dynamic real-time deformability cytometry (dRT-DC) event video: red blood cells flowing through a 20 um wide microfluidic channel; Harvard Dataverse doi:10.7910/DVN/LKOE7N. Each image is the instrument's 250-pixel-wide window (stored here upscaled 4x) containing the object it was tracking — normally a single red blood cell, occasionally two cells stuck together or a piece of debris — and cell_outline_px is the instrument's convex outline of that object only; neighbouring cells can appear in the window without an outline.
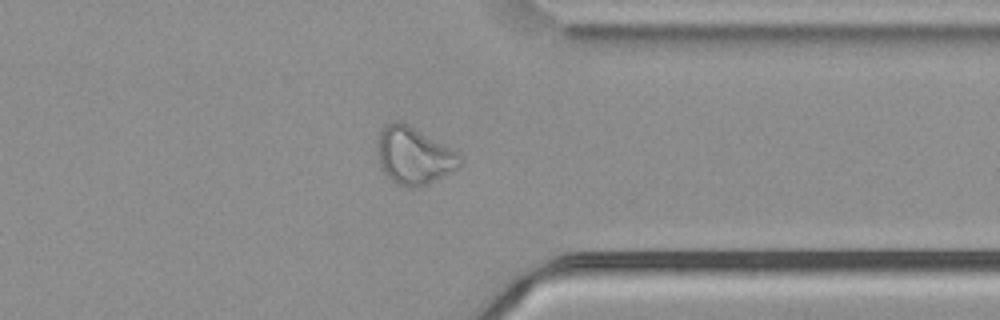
{"species": "common noctule bat (a hibernating species)", "species_latin": "Nyctalus noctula", "temperature_condition": "cold", "stored_images_in_passage": 56, "camera_frame_rate_fps": 3000, "um_per_image_px": 0.085, "animal": {"sex": "male", "body_mass_g": 21.5, "forearm_length_mm": 52.0}, "frame": {"image": 1, "passage_image": 44, "time_ms": 14.333, "image_size_px": [1000, 320], "cell_outline_px": [[460, 164], [456, 168], [436, 180], [428, 184], [416, 188], [412, 188], [396, 184], [384, 172], [380, 164], [376, 144], [380, 132], [384, 124], [392, 120], [396, 120], [408, 124], [456, 152], [460, 156]], "centroid_in_image_um": [35.12, 13.23], "position_along_channel_um": 376.3, "area_um2": 27.17}}
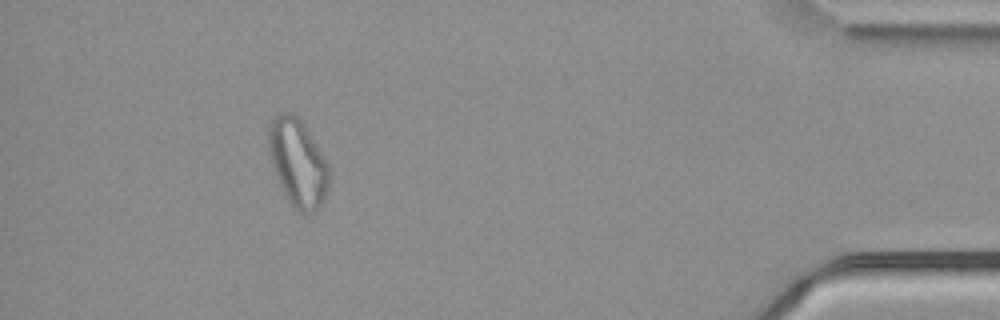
{"frame": {"image": 2, "passage_image": 51, "time_ms": 16.667, "image_size_px": [1000, 320], "cell_outline_px": [[328, 188], [320, 204], [308, 216], [292, 208], [276, 176], [272, 164], [268, 144], [268, 128], [272, 120], [280, 112], [292, 112], [300, 120], [316, 144], [328, 164]], "centroid_in_image_um": [25.29, 13.85], "position_along_channel_um": 409.9, "area_um2": 30.29}, "authors_computed_cell_mechanics": {"area_um2": 29.4491, "velocity_mm_per_s": 3.752, "shape_relaxation_time_tau1_ms": null, "shape_relaxation_time_tau2_ms": 2.264, "deformation_change_tau1": null, "deformation_change_tau2": 0.1007}}